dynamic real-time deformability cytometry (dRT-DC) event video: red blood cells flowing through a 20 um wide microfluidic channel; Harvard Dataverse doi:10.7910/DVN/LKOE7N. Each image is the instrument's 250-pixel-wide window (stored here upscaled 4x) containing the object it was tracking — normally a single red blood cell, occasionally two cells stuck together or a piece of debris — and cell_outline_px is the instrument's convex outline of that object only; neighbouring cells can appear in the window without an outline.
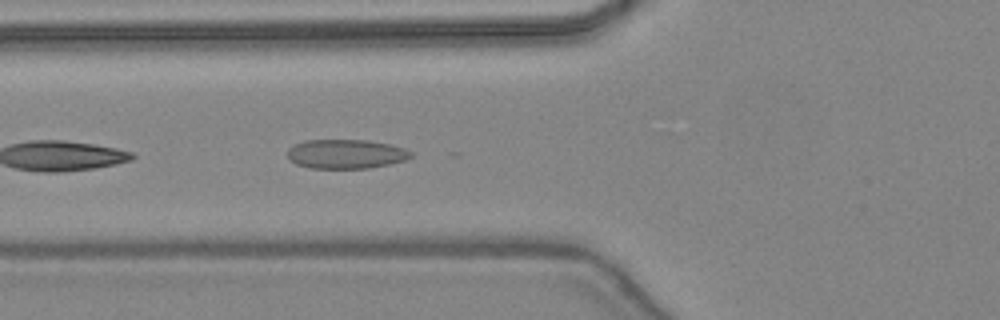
{"species": "common noctule bat (a hibernating species)", "species_latin": "Nyctalus noctula", "temperature_condition": "warm", "stored_images_in_passage": 22, "camera_frame_rate_fps": 3000, "um_per_image_px": 0.085, "animal": {"sex": "female", "body_mass_g": 24.6, "forearm_length_mm": 56.2}, "frame": {"image": 1, "passage_image": 19, "time_ms": 6.0, "image_size_px": [1000, 320], "cell_outline_px": [[412, 156], [404, 160], [388, 164], [368, 168], [308, 168], [296, 164], [288, 156], [288, 148], [304, 140], [368, 140], [388, 144], [404, 148], [412, 152]], "centroid_in_image_um": [29.39, 13.08], "position_along_channel_um": 96.4, "area_um2": 20.87}}